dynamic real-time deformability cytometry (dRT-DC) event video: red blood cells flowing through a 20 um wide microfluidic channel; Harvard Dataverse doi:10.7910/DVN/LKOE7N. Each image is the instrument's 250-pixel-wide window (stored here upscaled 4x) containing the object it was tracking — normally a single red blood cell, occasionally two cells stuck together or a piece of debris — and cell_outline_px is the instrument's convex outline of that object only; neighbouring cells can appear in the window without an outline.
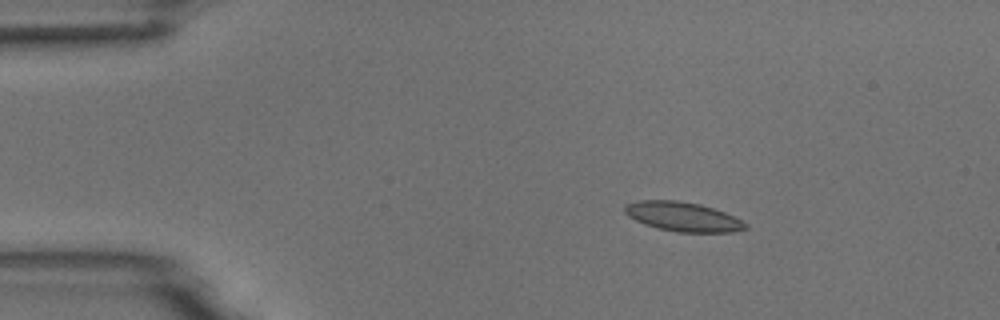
{"species": "common noctule bat (a hibernating species)", "species_latin": "Nyctalus noctula", "temperature_condition": "room temperature", "stored_images_in_passage": 5, "camera_frame_rate_fps": 3000, "um_per_image_px": 0.085, "animal": {"sex": "male", "body_mass_g": 18.8}, "frame": {"image": 1, "passage_image": 3, "time_ms": 2.667, "image_size_px": [1000, 320], "cell_outline_px": [[748, 228], [732, 232], [676, 232], [656, 228], [644, 224], [628, 216], [624, 212], [624, 204], [640, 200], [676, 200], [700, 204], [724, 212], [748, 224]], "centroid_in_image_um": [58.01, 18.42], "position_along_channel_um": 27.0, "area_um2": 20.63}}